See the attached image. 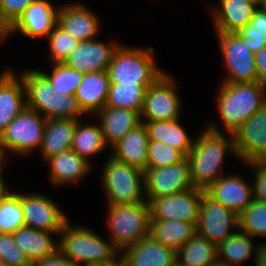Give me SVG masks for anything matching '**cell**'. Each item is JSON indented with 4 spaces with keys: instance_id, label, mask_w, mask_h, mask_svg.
I'll list each match as a JSON object with an SVG mask.
<instances>
[{
    "instance_id": "cell-55",
    "label": "cell",
    "mask_w": 266,
    "mask_h": 266,
    "mask_svg": "<svg viewBox=\"0 0 266 266\" xmlns=\"http://www.w3.org/2000/svg\"><path fill=\"white\" fill-rule=\"evenodd\" d=\"M0 40L2 41L3 40V35L0 33Z\"/></svg>"
},
{
    "instance_id": "cell-29",
    "label": "cell",
    "mask_w": 266,
    "mask_h": 266,
    "mask_svg": "<svg viewBox=\"0 0 266 266\" xmlns=\"http://www.w3.org/2000/svg\"><path fill=\"white\" fill-rule=\"evenodd\" d=\"M149 140L159 141L181 151L185 156L192 150L194 139L179 124V118L167 121L143 122Z\"/></svg>"
},
{
    "instance_id": "cell-16",
    "label": "cell",
    "mask_w": 266,
    "mask_h": 266,
    "mask_svg": "<svg viewBox=\"0 0 266 266\" xmlns=\"http://www.w3.org/2000/svg\"><path fill=\"white\" fill-rule=\"evenodd\" d=\"M58 9L47 0H35L19 19L3 34L5 41L14 32H21L28 38L48 37L57 23Z\"/></svg>"
},
{
    "instance_id": "cell-40",
    "label": "cell",
    "mask_w": 266,
    "mask_h": 266,
    "mask_svg": "<svg viewBox=\"0 0 266 266\" xmlns=\"http://www.w3.org/2000/svg\"><path fill=\"white\" fill-rule=\"evenodd\" d=\"M186 156L172 146L149 140L147 168H159L173 165L184 160Z\"/></svg>"
},
{
    "instance_id": "cell-44",
    "label": "cell",
    "mask_w": 266,
    "mask_h": 266,
    "mask_svg": "<svg viewBox=\"0 0 266 266\" xmlns=\"http://www.w3.org/2000/svg\"><path fill=\"white\" fill-rule=\"evenodd\" d=\"M31 266H76L69 259H67L59 250L47 257L38 261H34Z\"/></svg>"
},
{
    "instance_id": "cell-31",
    "label": "cell",
    "mask_w": 266,
    "mask_h": 266,
    "mask_svg": "<svg viewBox=\"0 0 266 266\" xmlns=\"http://www.w3.org/2000/svg\"><path fill=\"white\" fill-rule=\"evenodd\" d=\"M180 266H213L218 263L217 245L195 234L176 251Z\"/></svg>"
},
{
    "instance_id": "cell-9",
    "label": "cell",
    "mask_w": 266,
    "mask_h": 266,
    "mask_svg": "<svg viewBox=\"0 0 266 266\" xmlns=\"http://www.w3.org/2000/svg\"><path fill=\"white\" fill-rule=\"evenodd\" d=\"M216 33L228 73L223 83L259 82L254 53L244 45L243 40L236 33Z\"/></svg>"
},
{
    "instance_id": "cell-53",
    "label": "cell",
    "mask_w": 266,
    "mask_h": 266,
    "mask_svg": "<svg viewBox=\"0 0 266 266\" xmlns=\"http://www.w3.org/2000/svg\"><path fill=\"white\" fill-rule=\"evenodd\" d=\"M213 266H225L224 264H220V263H216L215 265Z\"/></svg>"
},
{
    "instance_id": "cell-2",
    "label": "cell",
    "mask_w": 266,
    "mask_h": 266,
    "mask_svg": "<svg viewBox=\"0 0 266 266\" xmlns=\"http://www.w3.org/2000/svg\"><path fill=\"white\" fill-rule=\"evenodd\" d=\"M217 110L227 133H233L266 104V84L221 83Z\"/></svg>"
},
{
    "instance_id": "cell-25",
    "label": "cell",
    "mask_w": 266,
    "mask_h": 266,
    "mask_svg": "<svg viewBox=\"0 0 266 266\" xmlns=\"http://www.w3.org/2000/svg\"><path fill=\"white\" fill-rule=\"evenodd\" d=\"M106 144L112 146L127 132L141 123L140 113L126 109L105 106L97 113Z\"/></svg>"
},
{
    "instance_id": "cell-49",
    "label": "cell",
    "mask_w": 266,
    "mask_h": 266,
    "mask_svg": "<svg viewBox=\"0 0 266 266\" xmlns=\"http://www.w3.org/2000/svg\"><path fill=\"white\" fill-rule=\"evenodd\" d=\"M6 155V152L3 150V148L0 146V179H3L2 172H3V164H4V156Z\"/></svg>"
},
{
    "instance_id": "cell-14",
    "label": "cell",
    "mask_w": 266,
    "mask_h": 266,
    "mask_svg": "<svg viewBox=\"0 0 266 266\" xmlns=\"http://www.w3.org/2000/svg\"><path fill=\"white\" fill-rule=\"evenodd\" d=\"M24 225L45 232H60L68 222L57 203L41 194L21 193Z\"/></svg>"
},
{
    "instance_id": "cell-51",
    "label": "cell",
    "mask_w": 266,
    "mask_h": 266,
    "mask_svg": "<svg viewBox=\"0 0 266 266\" xmlns=\"http://www.w3.org/2000/svg\"><path fill=\"white\" fill-rule=\"evenodd\" d=\"M259 160L263 161V162H266V153Z\"/></svg>"
},
{
    "instance_id": "cell-17",
    "label": "cell",
    "mask_w": 266,
    "mask_h": 266,
    "mask_svg": "<svg viewBox=\"0 0 266 266\" xmlns=\"http://www.w3.org/2000/svg\"><path fill=\"white\" fill-rule=\"evenodd\" d=\"M120 44H104L98 40L79 42L63 62L78 72L91 73L108 69L113 54Z\"/></svg>"
},
{
    "instance_id": "cell-5",
    "label": "cell",
    "mask_w": 266,
    "mask_h": 266,
    "mask_svg": "<svg viewBox=\"0 0 266 266\" xmlns=\"http://www.w3.org/2000/svg\"><path fill=\"white\" fill-rule=\"evenodd\" d=\"M154 48H129L121 44L108 66L110 84H140L150 86L164 71L153 59Z\"/></svg>"
},
{
    "instance_id": "cell-6",
    "label": "cell",
    "mask_w": 266,
    "mask_h": 266,
    "mask_svg": "<svg viewBox=\"0 0 266 266\" xmlns=\"http://www.w3.org/2000/svg\"><path fill=\"white\" fill-rule=\"evenodd\" d=\"M109 206L107 218L110 242L120 252L150 235V210L148 202L133 205Z\"/></svg>"
},
{
    "instance_id": "cell-57",
    "label": "cell",
    "mask_w": 266,
    "mask_h": 266,
    "mask_svg": "<svg viewBox=\"0 0 266 266\" xmlns=\"http://www.w3.org/2000/svg\"><path fill=\"white\" fill-rule=\"evenodd\" d=\"M173 266H180L177 262Z\"/></svg>"
},
{
    "instance_id": "cell-21",
    "label": "cell",
    "mask_w": 266,
    "mask_h": 266,
    "mask_svg": "<svg viewBox=\"0 0 266 266\" xmlns=\"http://www.w3.org/2000/svg\"><path fill=\"white\" fill-rule=\"evenodd\" d=\"M149 137L143 121L112 145L111 156L116 160L145 171L148 160Z\"/></svg>"
},
{
    "instance_id": "cell-4",
    "label": "cell",
    "mask_w": 266,
    "mask_h": 266,
    "mask_svg": "<svg viewBox=\"0 0 266 266\" xmlns=\"http://www.w3.org/2000/svg\"><path fill=\"white\" fill-rule=\"evenodd\" d=\"M59 235V251L76 266L109 262L120 253L93 230L79 225L72 227L69 221Z\"/></svg>"
},
{
    "instance_id": "cell-30",
    "label": "cell",
    "mask_w": 266,
    "mask_h": 266,
    "mask_svg": "<svg viewBox=\"0 0 266 266\" xmlns=\"http://www.w3.org/2000/svg\"><path fill=\"white\" fill-rule=\"evenodd\" d=\"M196 234V226L178 219L150 220V235L163 245L177 251Z\"/></svg>"
},
{
    "instance_id": "cell-20",
    "label": "cell",
    "mask_w": 266,
    "mask_h": 266,
    "mask_svg": "<svg viewBox=\"0 0 266 266\" xmlns=\"http://www.w3.org/2000/svg\"><path fill=\"white\" fill-rule=\"evenodd\" d=\"M123 250L121 255L126 266H173L176 263V251L151 235Z\"/></svg>"
},
{
    "instance_id": "cell-35",
    "label": "cell",
    "mask_w": 266,
    "mask_h": 266,
    "mask_svg": "<svg viewBox=\"0 0 266 266\" xmlns=\"http://www.w3.org/2000/svg\"><path fill=\"white\" fill-rule=\"evenodd\" d=\"M23 227L21 193L8 191L0 201V234H12Z\"/></svg>"
},
{
    "instance_id": "cell-15",
    "label": "cell",
    "mask_w": 266,
    "mask_h": 266,
    "mask_svg": "<svg viewBox=\"0 0 266 266\" xmlns=\"http://www.w3.org/2000/svg\"><path fill=\"white\" fill-rule=\"evenodd\" d=\"M232 134L237 157L243 163L259 160L266 153V104Z\"/></svg>"
},
{
    "instance_id": "cell-52",
    "label": "cell",
    "mask_w": 266,
    "mask_h": 266,
    "mask_svg": "<svg viewBox=\"0 0 266 266\" xmlns=\"http://www.w3.org/2000/svg\"><path fill=\"white\" fill-rule=\"evenodd\" d=\"M251 1L258 5L261 0H251Z\"/></svg>"
},
{
    "instance_id": "cell-18",
    "label": "cell",
    "mask_w": 266,
    "mask_h": 266,
    "mask_svg": "<svg viewBox=\"0 0 266 266\" xmlns=\"http://www.w3.org/2000/svg\"><path fill=\"white\" fill-rule=\"evenodd\" d=\"M245 181L237 174L221 176L205 193L238 216L254 199L252 185Z\"/></svg>"
},
{
    "instance_id": "cell-24",
    "label": "cell",
    "mask_w": 266,
    "mask_h": 266,
    "mask_svg": "<svg viewBox=\"0 0 266 266\" xmlns=\"http://www.w3.org/2000/svg\"><path fill=\"white\" fill-rule=\"evenodd\" d=\"M220 3V7L211 12L215 31L223 33H235L245 27L258 7L251 0H220Z\"/></svg>"
},
{
    "instance_id": "cell-34",
    "label": "cell",
    "mask_w": 266,
    "mask_h": 266,
    "mask_svg": "<svg viewBox=\"0 0 266 266\" xmlns=\"http://www.w3.org/2000/svg\"><path fill=\"white\" fill-rule=\"evenodd\" d=\"M140 84H110L105 106L126 108L141 113L146 89Z\"/></svg>"
},
{
    "instance_id": "cell-32",
    "label": "cell",
    "mask_w": 266,
    "mask_h": 266,
    "mask_svg": "<svg viewBox=\"0 0 266 266\" xmlns=\"http://www.w3.org/2000/svg\"><path fill=\"white\" fill-rule=\"evenodd\" d=\"M77 120L71 149L88 163L89 157L99 155L108 146L104 140L100 124L82 125Z\"/></svg>"
},
{
    "instance_id": "cell-50",
    "label": "cell",
    "mask_w": 266,
    "mask_h": 266,
    "mask_svg": "<svg viewBox=\"0 0 266 266\" xmlns=\"http://www.w3.org/2000/svg\"><path fill=\"white\" fill-rule=\"evenodd\" d=\"M258 7L264 11H266V0H261L258 4Z\"/></svg>"
},
{
    "instance_id": "cell-38",
    "label": "cell",
    "mask_w": 266,
    "mask_h": 266,
    "mask_svg": "<svg viewBox=\"0 0 266 266\" xmlns=\"http://www.w3.org/2000/svg\"><path fill=\"white\" fill-rule=\"evenodd\" d=\"M242 40L244 45L254 54L266 46V11L256 8L251 21L235 32Z\"/></svg>"
},
{
    "instance_id": "cell-47",
    "label": "cell",
    "mask_w": 266,
    "mask_h": 266,
    "mask_svg": "<svg viewBox=\"0 0 266 266\" xmlns=\"http://www.w3.org/2000/svg\"><path fill=\"white\" fill-rule=\"evenodd\" d=\"M119 255H120V257H119ZM90 266H126V263H125L123 256L121 255V253H119L116 257H114L109 262L92 264Z\"/></svg>"
},
{
    "instance_id": "cell-43",
    "label": "cell",
    "mask_w": 266,
    "mask_h": 266,
    "mask_svg": "<svg viewBox=\"0 0 266 266\" xmlns=\"http://www.w3.org/2000/svg\"><path fill=\"white\" fill-rule=\"evenodd\" d=\"M253 170L256 179L252 185L253 198L262 202H266V162L254 160L247 162Z\"/></svg>"
},
{
    "instance_id": "cell-10",
    "label": "cell",
    "mask_w": 266,
    "mask_h": 266,
    "mask_svg": "<svg viewBox=\"0 0 266 266\" xmlns=\"http://www.w3.org/2000/svg\"><path fill=\"white\" fill-rule=\"evenodd\" d=\"M173 78L162 73L145 92L143 108L140 113L147 121H167L178 119L180 116L181 101L178 96Z\"/></svg>"
},
{
    "instance_id": "cell-54",
    "label": "cell",
    "mask_w": 266,
    "mask_h": 266,
    "mask_svg": "<svg viewBox=\"0 0 266 266\" xmlns=\"http://www.w3.org/2000/svg\"><path fill=\"white\" fill-rule=\"evenodd\" d=\"M0 266H9V265L6 264V263H3V262H2V263L0 264Z\"/></svg>"
},
{
    "instance_id": "cell-8",
    "label": "cell",
    "mask_w": 266,
    "mask_h": 266,
    "mask_svg": "<svg viewBox=\"0 0 266 266\" xmlns=\"http://www.w3.org/2000/svg\"><path fill=\"white\" fill-rule=\"evenodd\" d=\"M45 123L44 116L25 107L1 133L0 146L18 155L40 149Z\"/></svg>"
},
{
    "instance_id": "cell-3",
    "label": "cell",
    "mask_w": 266,
    "mask_h": 266,
    "mask_svg": "<svg viewBox=\"0 0 266 266\" xmlns=\"http://www.w3.org/2000/svg\"><path fill=\"white\" fill-rule=\"evenodd\" d=\"M26 94V107L39 112L46 119L81 120L84 115L74 95H59L40 70L20 73ZM28 98V99H27Z\"/></svg>"
},
{
    "instance_id": "cell-28",
    "label": "cell",
    "mask_w": 266,
    "mask_h": 266,
    "mask_svg": "<svg viewBox=\"0 0 266 266\" xmlns=\"http://www.w3.org/2000/svg\"><path fill=\"white\" fill-rule=\"evenodd\" d=\"M59 235L60 232H45L32 228L23 227L13 232L16 244L24 251L31 263L45 259L59 250L52 234Z\"/></svg>"
},
{
    "instance_id": "cell-46",
    "label": "cell",
    "mask_w": 266,
    "mask_h": 266,
    "mask_svg": "<svg viewBox=\"0 0 266 266\" xmlns=\"http://www.w3.org/2000/svg\"><path fill=\"white\" fill-rule=\"evenodd\" d=\"M255 266H266V243L256 246Z\"/></svg>"
},
{
    "instance_id": "cell-45",
    "label": "cell",
    "mask_w": 266,
    "mask_h": 266,
    "mask_svg": "<svg viewBox=\"0 0 266 266\" xmlns=\"http://www.w3.org/2000/svg\"><path fill=\"white\" fill-rule=\"evenodd\" d=\"M258 81L266 84V46L254 54Z\"/></svg>"
},
{
    "instance_id": "cell-48",
    "label": "cell",
    "mask_w": 266,
    "mask_h": 266,
    "mask_svg": "<svg viewBox=\"0 0 266 266\" xmlns=\"http://www.w3.org/2000/svg\"><path fill=\"white\" fill-rule=\"evenodd\" d=\"M9 190H7L6 183L3 179H0V201L2 198L8 193Z\"/></svg>"
},
{
    "instance_id": "cell-37",
    "label": "cell",
    "mask_w": 266,
    "mask_h": 266,
    "mask_svg": "<svg viewBox=\"0 0 266 266\" xmlns=\"http://www.w3.org/2000/svg\"><path fill=\"white\" fill-rule=\"evenodd\" d=\"M40 72L50 81L59 95H74L84 78V73L64 63H54L51 75Z\"/></svg>"
},
{
    "instance_id": "cell-39",
    "label": "cell",
    "mask_w": 266,
    "mask_h": 266,
    "mask_svg": "<svg viewBox=\"0 0 266 266\" xmlns=\"http://www.w3.org/2000/svg\"><path fill=\"white\" fill-rule=\"evenodd\" d=\"M50 58L53 63H63L69 54L77 47L78 41L57 23L48 35Z\"/></svg>"
},
{
    "instance_id": "cell-19",
    "label": "cell",
    "mask_w": 266,
    "mask_h": 266,
    "mask_svg": "<svg viewBox=\"0 0 266 266\" xmlns=\"http://www.w3.org/2000/svg\"><path fill=\"white\" fill-rule=\"evenodd\" d=\"M57 24L78 42L94 40L100 30L99 18L80 3L59 7Z\"/></svg>"
},
{
    "instance_id": "cell-22",
    "label": "cell",
    "mask_w": 266,
    "mask_h": 266,
    "mask_svg": "<svg viewBox=\"0 0 266 266\" xmlns=\"http://www.w3.org/2000/svg\"><path fill=\"white\" fill-rule=\"evenodd\" d=\"M25 107L26 94L21 76H15L11 70L3 71L0 74V135Z\"/></svg>"
},
{
    "instance_id": "cell-27",
    "label": "cell",
    "mask_w": 266,
    "mask_h": 266,
    "mask_svg": "<svg viewBox=\"0 0 266 266\" xmlns=\"http://www.w3.org/2000/svg\"><path fill=\"white\" fill-rule=\"evenodd\" d=\"M46 160L50 166L49 178L53 184L58 186L82 179L91 168V165L72 149L53 155Z\"/></svg>"
},
{
    "instance_id": "cell-26",
    "label": "cell",
    "mask_w": 266,
    "mask_h": 266,
    "mask_svg": "<svg viewBox=\"0 0 266 266\" xmlns=\"http://www.w3.org/2000/svg\"><path fill=\"white\" fill-rule=\"evenodd\" d=\"M77 120L46 119L40 152L43 158L59 154L71 149Z\"/></svg>"
},
{
    "instance_id": "cell-13",
    "label": "cell",
    "mask_w": 266,
    "mask_h": 266,
    "mask_svg": "<svg viewBox=\"0 0 266 266\" xmlns=\"http://www.w3.org/2000/svg\"><path fill=\"white\" fill-rule=\"evenodd\" d=\"M204 192L194 187L182 193L150 199L148 201L150 220L178 219L197 226Z\"/></svg>"
},
{
    "instance_id": "cell-33",
    "label": "cell",
    "mask_w": 266,
    "mask_h": 266,
    "mask_svg": "<svg viewBox=\"0 0 266 266\" xmlns=\"http://www.w3.org/2000/svg\"><path fill=\"white\" fill-rule=\"evenodd\" d=\"M252 237L242 231H235L229 238L217 245L218 263L225 266L240 265L256 250Z\"/></svg>"
},
{
    "instance_id": "cell-23",
    "label": "cell",
    "mask_w": 266,
    "mask_h": 266,
    "mask_svg": "<svg viewBox=\"0 0 266 266\" xmlns=\"http://www.w3.org/2000/svg\"><path fill=\"white\" fill-rule=\"evenodd\" d=\"M109 85L107 70L84 73L83 81L74 94L84 115L88 113L97 115L105 107Z\"/></svg>"
},
{
    "instance_id": "cell-36",
    "label": "cell",
    "mask_w": 266,
    "mask_h": 266,
    "mask_svg": "<svg viewBox=\"0 0 266 266\" xmlns=\"http://www.w3.org/2000/svg\"><path fill=\"white\" fill-rule=\"evenodd\" d=\"M237 218L238 230L252 238L266 236V202L253 199Z\"/></svg>"
},
{
    "instance_id": "cell-7",
    "label": "cell",
    "mask_w": 266,
    "mask_h": 266,
    "mask_svg": "<svg viewBox=\"0 0 266 266\" xmlns=\"http://www.w3.org/2000/svg\"><path fill=\"white\" fill-rule=\"evenodd\" d=\"M103 167L102 181L108 204L133 205L147 202L143 196L144 171L109 156Z\"/></svg>"
},
{
    "instance_id": "cell-41",
    "label": "cell",
    "mask_w": 266,
    "mask_h": 266,
    "mask_svg": "<svg viewBox=\"0 0 266 266\" xmlns=\"http://www.w3.org/2000/svg\"><path fill=\"white\" fill-rule=\"evenodd\" d=\"M2 262L9 266H31L24 251L16 244L13 234H0Z\"/></svg>"
},
{
    "instance_id": "cell-1",
    "label": "cell",
    "mask_w": 266,
    "mask_h": 266,
    "mask_svg": "<svg viewBox=\"0 0 266 266\" xmlns=\"http://www.w3.org/2000/svg\"><path fill=\"white\" fill-rule=\"evenodd\" d=\"M194 140L192 150L186 156L189 163L190 179L195 188L206 190L223 176L222 161L229 150L237 156L233 134L229 137L218 130L215 124L203 129ZM229 138V139H228Z\"/></svg>"
},
{
    "instance_id": "cell-11",
    "label": "cell",
    "mask_w": 266,
    "mask_h": 266,
    "mask_svg": "<svg viewBox=\"0 0 266 266\" xmlns=\"http://www.w3.org/2000/svg\"><path fill=\"white\" fill-rule=\"evenodd\" d=\"M194 188L190 179L187 158L179 163L144 171V196L148 202L152 198L166 197Z\"/></svg>"
},
{
    "instance_id": "cell-42",
    "label": "cell",
    "mask_w": 266,
    "mask_h": 266,
    "mask_svg": "<svg viewBox=\"0 0 266 266\" xmlns=\"http://www.w3.org/2000/svg\"><path fill=\"white\" fill-rule=\"evenodd\" d=\"M35 0H0V33L3 35Z\"/></svg>"
},
{
    "instance_id": "cell-12",
    "label": "cell",
    "mask_w": 266,
    "mask_h": 266,
    "mask_svg": "<svg viewBox=\"0 0 266 266\" xmlns=\"http://www.w3.org/2000/svg\"><path fill=\"white\" fill-rule=\"evenodd\" d=\"M238 216L229 208L209 197L205 192L201 197L196 234L218 245L238 229Z\"/></svg>"
},
{
    "instance_id": "cell-56",
    "label": "cell",
    "mask_w": 266,
    "mask_h": 266,
    "mask_svg": "<svg viewBox=\"0 0 266 266\" xmlns=\"http://www.w3.org/2000/svg\"><path fill=\"white\" fill-rule=\"evenodd\" d=\"M2 263V255H1V253H0V264Z\"/></svg>"
}]
</instances>
